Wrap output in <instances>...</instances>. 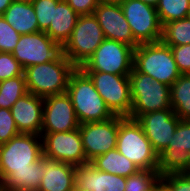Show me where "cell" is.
<instances>
[{
  "mask_svg": "<svg viewBox=\"0 0 190 191\" xmlns=\"http://www.w3.org/2000/svg\"><path fill=\"white\" fill-rule=\"evenodd\" d=\"M75 69L76 67L61 52L50 62L24 69L27 90L42 98L65 93Z\"/></svg>",
  "mask_w": 190,
  "mask_h": 191,
  "instance_id": "cell-1",
  "label": "cell"
},
{
  "mask_svg": "<svg viewBox=\"0 0 190 191\" xmlns=\"http://www.w3.org/2000/svg\"><path fill=\"white\" fill-rule=\"evenodd\" d=\"M66 93L71 98L80 124L104 121L114 116L93 81L81 68H76L71 74Z\"/></svg>",
  "mask_w": 190,
  "mask_h": 191,
  "instance_id": "cell-2",
  "label": "cell"
},
{
  "mask_svg": "<svg viewBox=\"0 0 190 191\" xmlns=\"http://www.w3.org/2000/svg\"><path fill=\"white\" fill-rule=\"evenodd\" d=\"M116 149L140 170H158L159 155L135 119L119 116Z\"/></svg>",
  "mask_w": 190,
  "mask_h": 191,
  "instance_id": "cell-3",
  "label": "cell"
},
{
  "mask_svg": "<svg viewBox=\"0 0 190 191\" xmlns=\"http://www.w3.org/2000/svg\"><path fill=\"white\" fill-rule=\"evenodd\" d=\"M133 67L154 80L171 86L181 75L171 47L162 41L139 44L134 49Z\"/></svg>",
  "mask_w": 190,
  "mask_h": 191,
  "instance_id": "cell-4",
  "label": "cell"
},
{
  "mask_svg": "<svg viewBox=\"0 0 190 191\" xmlns=\"http://www.w3.org/2000/svg\"><path fill=\"white\" fill-rule=\"evenodd\" d=\"M132 107L131 119L165 109H172L170 86L160 83L150 75L138 72L134 67L129 74Z\"/></svg>",
  "mask_w": 190,
  "mask_h": 191,
  "instance_id": "cell-5",
  "label": "cell"
},
{
  "mask_svg": "<svg viewBox=\"0 0 190 191\" xmlns=\"http://www.w3.org/2000/svg\"><path fill=\"white\" fill-rule=\"evenodd\" d=\"M104 39L96 17L93 14L80 15L70 38L62 46V53L76 68H81Z\"/></svg>",
  "mask_w": 190,
  "mask_h": 191,
  "instance_id": "cell-6",
  "label": "cell"
},
{
  "mask_svg": "<svg viewBox=\"0 0 190 191\" xmlns=\"http://www.w3.org/2000/svg\"><path fill=\"white\" fill-rule=\"evenodd\" d=\"M43 156L40 135L20 133L0 145V177L4 181L14 170L28 169Z\"/></svg>",
  "mask_w": 190,
  "mask_h": 191,
  "instance_id": "cell-7",
  "label": "cell"
},
{
  "mask_svg": "<svg viewBox=\"0 0 190 191\" xmlns=\"http://www.w3.org/2000/svg\"><path fill=\"white\" fill-rule=\"evenodd\" d=\"M133 62L134 48L132 46L105 38L81 69L83 71L129 75L133 69Z\"/></svg>",
  "mask_w": 190,
  "mask_h": 191,
  "instance_id": "cell-8",
  "label": "cell"
},
{
  "mask_svg": "<svg viewBox=\"0 0 190 191\" xmlns=\"http://www.w3.org/2000/svg\"><path fill=\"white\" fill-rule=\"evenodd\" d=\"M93 81L95 89L115 116L129 117L132 107L129 75H116L100 71H84Z\"/></svg>",
  "mask_w": 190,
  "mask_h": 191,
  "instance_id": "cell-9",
  "label": "cell"
},
{
  "mask_svg": "<svg viewBox=\"0 0 190 191\" xmlns=\"http://www.w3.org/2000/svg\"><path fill=\"white\" fill-rule=\"evenodd\" d=\"M120 6L138 44L161 41L163 26L156 7L140 0H123Z\"/></svg>",
  "mask_w": 190,
  "mask_h": 191,
  "instance_id": "cell-10",
  "label": "cell"
},
{
  "mask_svg": "<svg viewBox=\"0 0 190 191\" xmlns=\"http://www.w3.org/2000/svg\"><path fill=\"white\" fill-rule=\"evenodd\" d=\"M43 156L80 166L90 163L85 156L79 128L69 132L41 133Z\"/></svg>",
  "mask_w": 190,
  "mask_h": 191,
  "instance_id": "cell-11",
  "label": "cell"
},
{
  "mask_svg": "<svg viewBox=\"0 0 190 191\" xmlns=\"http://www.w3.org/2000/svg\"><path fill=\"white\" fill-rule=\"evenodd\" d=\"M62 52V47L44 31L21 35L12 52L23 69L54 60Z\"/></svg>",
  "mask_w": 190,
  "mask_h": 191,
  "instance_id": "cell-12",
  "label": "cell"
},
{
  "mask_svg": "<svg viewBox=\"0 0 190 191\" xmlns=\"http://www.w3.org/2000/svg\"><path fill=\"white\" fill-rule=\"evenodd\" d=\"M119 131V116L104 121L80 124L81 135L86 159L90 162L96 156L116 148Z\"/></svg>",
  "mask_w": 190,
  "mask_h": 191,
  "instance_id": "cell-13",
  "label": "cell"
},
{
  "mask_svg": "<svg viewBox=\"0 0 190 191\" xmlns=\"http://www.w3.org/2000/svg\"><path fill=\"white\" fill-rule=\"evenodd\" d=\"M190 166V120H180L168 146L159 154L158 172L183 173Z\"/></svg>",
  "mask_w": 190,
  "mask_h": 191,
  "instance_id": "cell-14",
  "label": "cell"
},
{
  "mask_svg": "<svg viewBox=\"0 0 190 191\" xmlns=\"http://www.w3.org/2000/svg\"><path fill=\"white\" fill-rule=\"evenodd\" d=\"M79 126L71 98L66 92L43 98L41 133L69 132Z\"/></svg>",
  "mask_w": 190,
  "mask_h": 191,
  "instance_id": "cell-15",
  "label": "cell"
},
{
  "mask_svg": "<svg viewBox=\"0 0 190 191\" xmlns=\"http://www.w3.org/2000/svg\"><path fill=\"white\" fill-rule=\"evenodd\" d=\"M136 120L141 125L153 149L159 155L171 141L180 118L173 109H165L143 114Z\"/></svg>",
  "mask_w": 190,
  "mask_h": 191,
  "instance_id": "cell-16",
  "label": "cell"
},
{
  "mask_svg": "<svg viewBox=\"0 0 190 191\" xmlns=\"http://www.w3.org/2000/svg\"><path fill=\"white\" fill-rule=\"evenodd\" d=\"M93 15L96 17L104 37L125 43L134 49L139 45L133 37L120 3L102 0Z\"/></svg>",
  "mask_w": 190,
  "mask_h": 191,
  "instance_id": "cell-17",
  "label": "cell"
},
{
  "mask_svg": "<svg viewBox=\"0 0 190 191\" xmlns=\"http://www.w3.org/2000/svg\"><path fill=\"white\" fill-rule=\"evenodd\" d=\"M10 110L20 133L41 135L43 125L42 97L28 92L20 97Z\"/></svg>",
  "mask_w": 190,
  "mask_h": 191,
  "instance_id": "cell-18",
  "label": "cell"
},
{
  "mask_svg": "<svg viewBox=\"0 0 190 191\" xmlns=\"http://www.w3.org/2000/svg\"><path fill=\"white\" fill-rule=\"evenodd\" d=\"M75 187L81 191H125L126 177L97 170L91 163L75 166Z\"/></svg>",
  "mask_w": 190,
  "mask_h": 191,
  "instance_id": "cell-19",
  "label": "cell"
},
{
  "mask_svg": "<svg viewBox=\"0 0 190 191\" xmlns=\"http://www.w3.org/2000/svg\"><path fill=\"white\" fill-rule=\"evenodd\" d=\"M44 172L38 191H70L75 186V166L44 157Z\"/></svg>",
  "mask_w": 190,
  "mask_h": 191,
  "instance_id": "cell-20",
  "label": "cell"
},
{
  "mask_svg": "<svg viewBox=\"0 0 190 191\" xmlns=\"http://www.w3.org/2000/svg\"><path fill=\"white\" fill-rule=\"evenodd\" d=\"M78 18L79 15L68 3L65 0H61L54 7L53 22H50V26L45 33L62 47L70 38Z\"/></svg>",
  "mask_w": 190,
  "mask_h": 191,
  "instance_id": "cell-21",
  "label": "cell"
},
{
  "mask_svg": "<svg viewBox=\"0 0 190 191\" xmlns=\"http://www.w3.org/2000/svg\"><path fill=\"white\" fill-rule=\"evenodd\" d=\"M44 175V156H42L28 169L14 170L3 181V191H38Z\"/></svg>",
  "mask_w": 190,
  "mask_h": 191,
  "instance_id": "cell-22",
  "label": "cell"
},
{
  "mask_svg": "<svg viewBox=\"0 0 190 191\" xmlns=\"http://www.w3.org/2000/svg\"><path fill=\"white\" fill-rule=\"evenodd\" d=\"M2 16L20 35L40 31L32 3L13 1Z\"/></svg>",
  "mask_w": 190,
  "mask_h": 191,
  "instance_id": "cell-23",
  "label": "cell"
},
{
  "mask_svg": "<svg viewBox=\"0 0 190 191\" xmlns=\"http://www.w3.org/2000/svg\"><path fill=\"white\" fill-rule=\"evenodd\" d=\"M90 163L97 170L123 177H128L140 170L136 164L122 155L116 148L96 156Z\"/></svg>",
  "mask_w": 190,
  "mask_h": 191,
  "instance_id": "cell-24",
  "label": "cell"
},
{
  "mask_svg": "<svg viewBox=\"0 0 190 191\" xmlns=\"http://www.w3.org/2000/svg\"><path fill=\"white\" fill-rule=\"evenodd\" d=\"M171 107L180 120H190V74H181L170 86Z\"/></svg>",
  "mask_w": 190,
  "mask_h": 191,
  "instance_id": "cell-25",
  "label": "cell"
},
{
  "mask_svg": "<svg viewBox=\"0 0 190 191\" xmlns=\"http://www.w3.org/2000/svg\"><path fill=\"white\" fill-rule=\"evenodd\" d=\"M161 41L170 47L190 44V19L187 17L164 24Z\"/></svg>",
  "mask_w": 190,
  "mask_h": 191,
  "instance_id": "cell-26",
  "label": "cell"
},
{
  "mask_svg": "<svg viewBox=\"0 0 190 191\" xmlns=\"http://www.w3.org/2000/svg\"><path fill=\"white\" fill-rule=\"evenodd\" d=\"M27 93L25 75L0 81V108L11 109L14 103Z\"/></svg>",
  "mask_w": 190,
  "mask_h": 191,
  "instance_id": "cell-27",
  "label": "cell"
},
{
  "mask_svg": "<svg viewBox=\"0 0 190 191\" xmlns=\"http://www.w3.org/2000/svg\"><path fill=\"white\" fill-rule=\"evenodd\" d=\"M189 10L190 0H159L156 6L162 26L172 21L187 18Z\"/></svg>",
  "mask_w": 190,
  "mask_h": 191,
  "instance_id": "cell-28",
  "label": "cell"
},
{
  "mask_svg": "<svg viewBox=\"0 0 190 191\" xmlns=\"http://www.w3.org/2000/svg\"><path fill=\"white\" fill-rule=\"evenodd\" d=\"M160 177L158 170H139L126 177L125 191H151Z\"/></svg>",
  "mask_w": 190,
  "mask_h": 191,
  "instance_id": "cell-29",
  "label": "cell"
},
{
  "mask_svg": "<svg viewBox=\"0 0 190 191\" xmlns=\"http://www.w3.org/2000/svg\"><path fill=\"white\" fill-rule=\"evenodd\" d=\"M60 1L61 0H33L31 2L40 31L45 32L50 26V22H53L54 7H56Z\"/></svg>",
  "mask_w": 190,
  "mask_h": 191,
  "instance_id": "cell-30",
  "label": "cell"
},
{
  "mask_svg": "<svg viewBox=\"0 0 190 191\" xmlns=\"http://www.w3.org/2000/svg\"><path fill=\"white\" fill-rule=\"evenodd\" d=\"M20 36L3 16H0V52L12 53Z\"/></svg>",
  "mask_w": 190,
  "mask_h": 191,
  "instance_id": "cell-31",
  "label": "cell"
},
{
  "mask_svg": "<svg viewBox=\"0 0 190 191\" xmlns=\"http://www.w3.org/2000/svg\"><path fill=\"white\" fill-rule=\"evenodd\" d=\"M24 75V69L12 53L0 52V81Z\"/></svg>",
  "mask_w": 190,
  "mask_h": 191,
  "instance_id": "cell-32",
  "label": "cell"
},
{
  "mask_svg": "<svg viewBox=\"0 0 190 191\" xmlns=\"http://www.w3.org/2000/svg\"><path fill=\"white\" fill-rule=\"evenodd\" d=\"M20 134L10 109L0 108V145Z\"/></svg>",
  "mask_w": 190,
  "mask_h": 191,
  "instance_id": "cell-33",
  "label": "cell"
},
{
  "mask_svg": "<svg viewBox=\"0 0 190 191\" xmlns=\"http://www.w3.org/2000/svg\"><path fill=\"white\" fill-rule=\"evenodd\" d=\"M171 51L181 74H190V44L171 46Z\"/></svg>",
  "mask_w": 190,
  "mask_h": 191,
  "instance_id": "cell-34",
  "label": "cell"
},
{
  "mask_svg": "<svg viewBox=\"0 0 190 191\" xmlns=\"http://www.w3.org/2000/svg\"><path fill=\"white\" fill-rule=\"evenodd\" d=\"M161 178L172 188L173 191H190V176L183 173H168Z\"/></svg>",
  "mask_w": 190,
  "mask_h": 191,
  "instance_id": "cell-35",
  "label": "cell"
},
{
  "mask_svg": "<svg viewBox=\"0 0 190 191\" xmlns=\"http://www.w3.org/2000/svg\"><path fill=\"white\" fill-rule=\"evenodd\" d=\"M68 5L80 16L93 14L102 0H65Z\"/></svg>",
  "mask_w": 190,
  "mask_h": 191,
  "instance_id": "cell-36",
  "label": "cell"
},
{
  "mask_svg": "<svg viewBox=\"0 0 190 191\" xmlns=\"http://www.w3.org/2000/svg\"><path fill=\"white\" fill-rule=\"evenodd\" d=\"M154 191H173L172 188L160 177L154 185Z\"/></svg>",
  "mask_w": 190,
  "mask_h": 191,
  "instance_id": "cell-37",
  "label": "cell"
},
{
  "mask_svg": "<svg viewBox=\"0 0 190 191\" xmlns=\"http://www.w3.org/2000/svg\"><path fill=\"white\" fill-rule=\"evenodd\" d=\"M13 0H0V16L5 12V10L11 5Z\"/></svg>",
  "mask_w": 190,
  "mask_h": 191,
  "instance_id": "cell-38",
  "label": "cell"
},
{
  "mask_svg": "<svg viewBox=\"0 0 190 191\" xmlns=\"http://www.w3.org/2000/svg\"><path fill=\"white\" fill-rule=\"evenodd\" d=\"M140 1L152 5L154 7H156L159 3V0H140Z\"/></svg>",
  "mask_w": 190,
  "mask_h": 191,
  "instance_id": "cell-39",
  "label": "cell"
},
{
  "mask_svg": "<svg viewBox=\"0 0 190 191\" xmlns=\"http://www.w3.org/2000/svg\"><path fill=\"white\" fill-rule=\"evenodd\" d=\"M0 191H3V181L1 179V177H0Z\"/></svg>",
  "mask_w": 190,
  "mask_h": 191,
  "instance_id": "cell-40",
  "label": "cell"
},
{
  "mask_svg": "<svg viewBox=\"0 0 190 191\" xmlns=\"http://www.w3.org/2000/svg\"><path fill=\"white\" fill-rule=\"evenodd\" d=\"M13 1H19V2H29V3H31L33 0H13Z\"/></svg>",
  "mask_w": 190,
  "mask_h": 191,
  "instance_id": "cell-41",
  "label": "cell"
},
{
  "mask_svg": "<svg viewBox=\"0 0 190 191\" xmlns=\"http://www.w3.org/2000/svg\"><path fill=\"white\" fill-rule=\"evenodd\" d=\"M105 1L120 3V2L123 1V0H105Z\"/></svg>",
  "mask_w": 190,
  "mask_h": 191,
  "instance_id": "cell-42",
  "label": "cell"
},
{
  "mask_svg": "<svg viewBox=\"0 0 190 191\" xmlns=\"http://www.w3.org/2000/svg\"><path fill=\"white\" fill-rule=\"evenodd\" d=\"M70 191H81L78 187H73Z\"/></svg>",
  "mask_w": 190,
  "mask_h": 191,
  "instance_id": "cell-43",
  "label": "cell"
},
{
  "mask_svg": "<svg viewBox=\"0 0 190 191\" xmlns=\"http://www.w3.org/2000/svg\"><path fill=\"white\" fill-rule=\"evenodd\" d=\"M185 173H186L188 176H190V166H189V168L185 171Z\"/></svg>",
  "mask_w": 190,
  "mask_h": 191,
  "instance_id": "cell-44",
  "label": "cell"
}]
</instances>
